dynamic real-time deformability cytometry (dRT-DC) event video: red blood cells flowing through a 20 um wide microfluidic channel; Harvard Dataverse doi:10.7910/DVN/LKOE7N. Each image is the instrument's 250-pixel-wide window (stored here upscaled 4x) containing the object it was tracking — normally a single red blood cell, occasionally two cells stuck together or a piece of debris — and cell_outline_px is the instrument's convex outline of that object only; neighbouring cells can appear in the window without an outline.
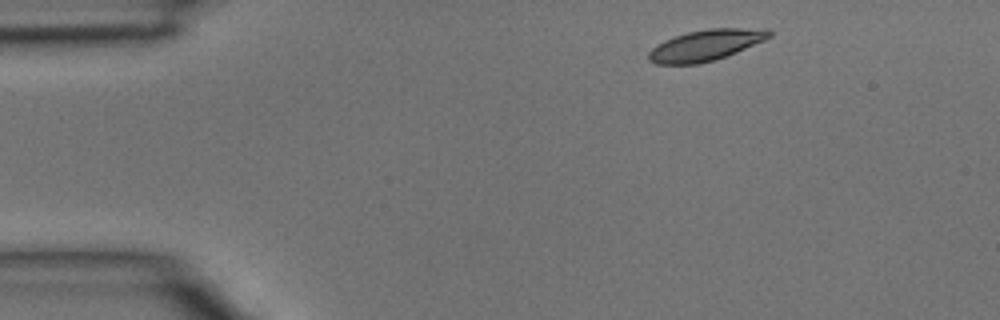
{"species": "common noctule bat (a hibernating species)", "species_latin": "Nyctalus noctula", "temperature_condition": "room temperature", "stored_images_in_passage": 2, "camera_frame_rate_fps": 3000, "um_per_image_px": 0.085, "animal": {"sex": "male", "body_mass_g": 15.6}, "frame": {"image": 1, "passage_image": 1, "time_ms": 0.0, "image_size_px": [1000, 320], "cell_outline_px": [[772, 36], [764, 40], [736, 52], [712, 60], [696, 64], [656, 64], [648, 60], [648, 52], [656, 44], [664, 40], [688, 32], [708, 28], [768, 28], [772, 32]], "centroid_in_image_um": [59.98, 3.83], "position_along_channel_um": 25.0, "area_um2": 21.68}}